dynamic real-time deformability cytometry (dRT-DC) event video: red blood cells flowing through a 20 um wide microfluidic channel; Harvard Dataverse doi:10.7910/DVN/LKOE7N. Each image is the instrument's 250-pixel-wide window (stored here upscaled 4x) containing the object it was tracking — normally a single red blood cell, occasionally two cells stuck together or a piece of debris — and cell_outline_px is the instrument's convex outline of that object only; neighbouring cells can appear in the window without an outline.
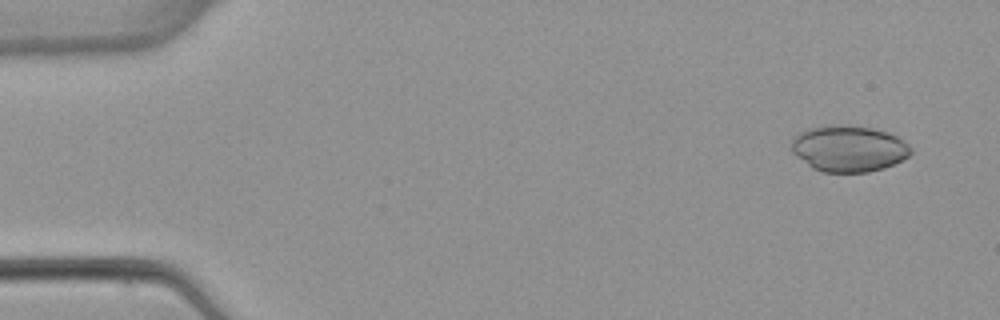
{"species": "common noctule bat (a hibernating species)", "species_latin": "Nyctalus noctula", "temperature_condition": "warm", "stored_images_in_passage": 4, "camera_frame_rate_fps": 3000, "um_per_image_px": 0.085, "animal": {"sex": "female", "body_mass_g": 22.7, "forearm_length_mm": 54.2}, "frame": {"image": 1, "passage_image": 1, "time_ms": 0.0, "image_size_px": [1000, 320], "cell_outline_px": [[912, 152], [908, 156], [884, 168], [868, 172], [820, 172], [812, 168], [796, 156], [792, 152], [792, 140], [800, 132], [808, 128], [836, 124], [844, 124], [872, 128], [888, 132], [896, 136], [908, 144], [912, 148]], "centroid_in_image_um": [72.13, 12.62], "position_along_channel_um": 12.9, "area_um2": 32.19}}
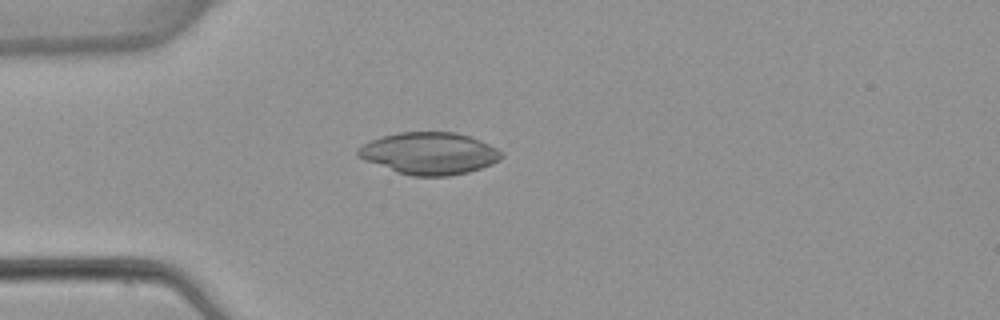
{"frame": {"image": 2, "passage_image": 4, "time_ms": 3.667, "image_size_px": [1000, 320], "cell_outline_px": [[504, 156], [500, 160], [492, 164], [468, 172], [448, 176], [412, 176], [396, 172], [364, 160], [356, 156], [356, 148], [372, 140], [384, 136], [400, 132], [456, 132], [480, 140], [504, 152]], "centroid_in_image_um": [36.49, 13.04], "position_along_channel_um": 48.5, "area_um2": 35.2}}